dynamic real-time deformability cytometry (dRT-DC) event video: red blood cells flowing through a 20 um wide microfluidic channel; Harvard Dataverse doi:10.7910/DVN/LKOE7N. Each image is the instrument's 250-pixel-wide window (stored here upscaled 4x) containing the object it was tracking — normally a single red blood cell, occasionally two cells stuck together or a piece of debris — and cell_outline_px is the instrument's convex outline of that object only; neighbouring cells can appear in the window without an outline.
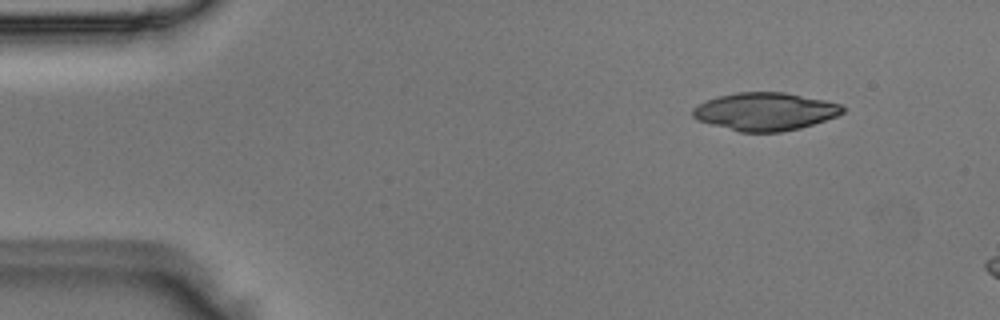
{"species": "Egyptian fruit bat (a non-hibernating species)", "species_latin": "Rousettus aegyptiacus", "temperature_condition": "room temperature", "stored_images_in_passage": 5, "segment_of_instrument_passage": [2, 2], "camera_frame_rate_fps": 3000, "um_per_image_px": 0.085, "animal": {"sex": "male"}, "frame": {"image": 1, "passage_image": 5, "time_ms": 1.333, "image_size_px": [1000, 320], "cell_outline_px": [[844, 112], [836, 116], [800, 128], [780, 132], [740, 132], [696, 120], [692, 116], [692, 108], [696, 104], [720, 96], [736, 92], [784, 92], [824, 100], [840, 104], [844, 108]], "centroid_in_image_um": [64.99, 9.48], "position_along_channel_um": 20.0, "area_um2": 32.95}}